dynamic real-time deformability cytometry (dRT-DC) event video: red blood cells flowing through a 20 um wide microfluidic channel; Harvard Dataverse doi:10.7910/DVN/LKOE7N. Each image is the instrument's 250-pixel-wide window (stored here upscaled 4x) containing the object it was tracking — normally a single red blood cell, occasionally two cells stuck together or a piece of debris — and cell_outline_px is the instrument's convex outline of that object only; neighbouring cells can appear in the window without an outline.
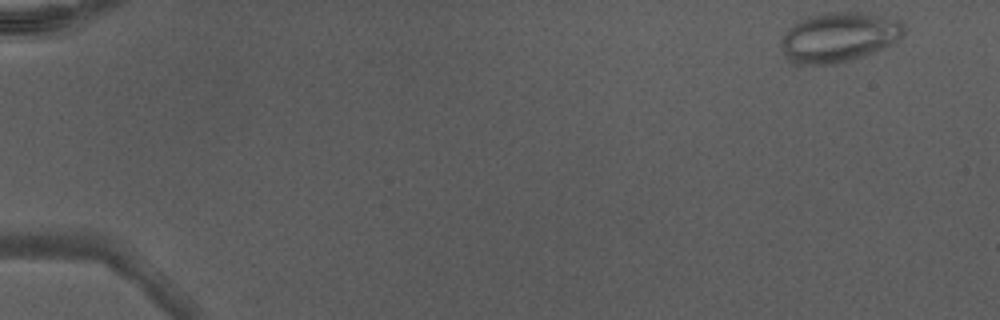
{"species": "Egyptian fruit bat (a non-hibernating species)", "species_latin": "Rousettus aegyptiacus", "temperature_condition": "warm", "stored_images_in_passage": 44, "camera_frame_rate_fps": 3000, "um_per_image_px": 0.085, "animal": {"sex": "male"}, "frame": {"image": 1, "passage_image": 1, "time_ms": 0.0, "image_size_px": [1000, 320], "cell_outline_px": [[904, 32], [896, 40], [880, 48], [860, 56], [848, 60], [832, 64], [804, 64], [788, 56], [784, 52], [780, 44], [780, 40], [800, 20], [808, 16], [836, 12], [856, 12], [896, 20], [904, 24]], "centroid_in_image_um": [71.29, 3.14], "position_along_channel_um": 13.7, "area_um2": 33.87}}
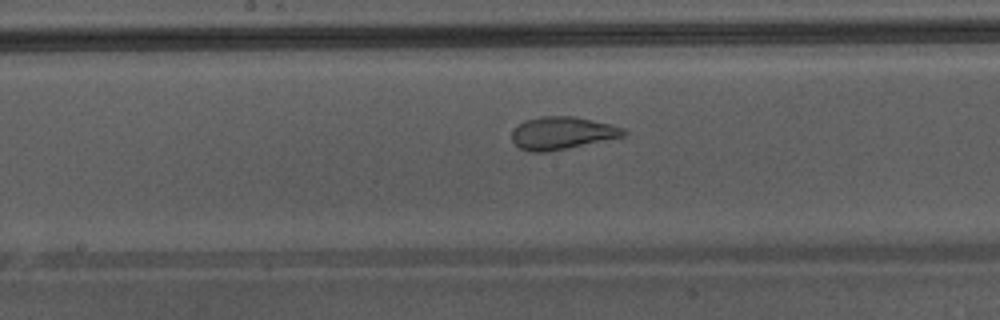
{"frame": {"image": 2, "passage_image": 25, "time_ms": 8.0, "image_size_px": [1000, 320], "cell_outline_px": [[628, 132], [624, 136], [568, 148], [548, 152], [532, 152], [520, 148], [512, 140], [512, 132], [524, 120], [540, 116], [572, 116], [592, 120], [624, 128]], "centroid_in_image_um": [47.77, 11.31], "position_along_channel_um": 200.4, "area_um2": 21.04}}
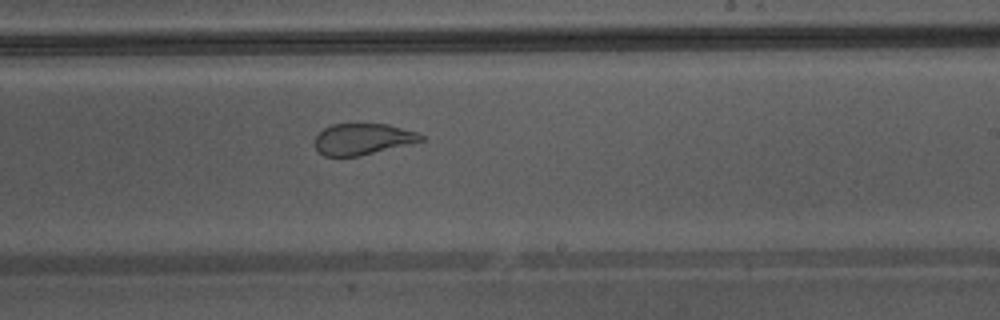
{"frame": {"image": 3, "passage_image": 29, "time_ms": 9.333, "image_size_px": [1000, 320], "cell_outline_px": [[424, 140], [360, 156], [324, 156], [316, 148], [316, 136], [324, 128], [332, 124], [388, 124], [416, 132], [424, 136]], "centroid_in_image_um": [30.83, 11.82], "position_along_channel_um": 258.2, "area_um2": 19.07}}